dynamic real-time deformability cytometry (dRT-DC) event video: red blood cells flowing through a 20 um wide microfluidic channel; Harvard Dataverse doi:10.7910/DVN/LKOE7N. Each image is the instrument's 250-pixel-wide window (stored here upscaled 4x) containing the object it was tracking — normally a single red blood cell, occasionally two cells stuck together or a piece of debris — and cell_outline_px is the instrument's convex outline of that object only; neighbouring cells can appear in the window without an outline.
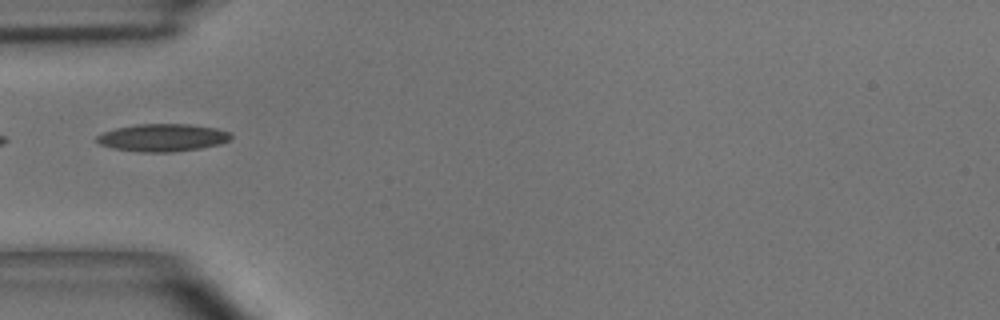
{"species": "common noctule bat (a hibernating species)", "species_latin": "Nyctalus noctula", "temperature_condition": "room temperature", "stored_images_in_passage": 2, "camera_frame_rate_fps": 3000, "um_per_image_px": 0.085, "animal": {"sex": "male", "body_mass_g": 15.6}, "frame": {"image": 1, "passage_image": 1, "time_ms": 0.0, "image_size_px": [1000, 320], "cell_outline_px": [[232, 136], [228, 140], [220, 144], [200, 148], [172, 152], [136, 152], [112, 148], [100, 144], [96, 140], [96, 136], [104, 132], [116, 128], [136, 124], [188, 124], [216, 128], [228, 132]], "centroid_in_image_um": [13.79, 11.7], "position_along_channel_um": 71.2, "area_um2": 21.5}}
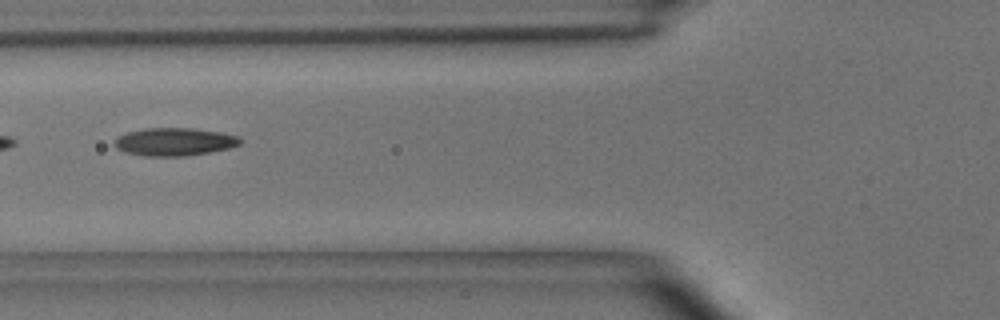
{"frame": {"image": 2, "passage_image": 2, "time_ms": 1.0, "image_size_px": [1000, 320], "cell_outline_px": [[240, 144], [228, 148], [208, 152], [184, 156], [144, 156], [124, 152], [116, 148], [112, 144], [112, 140], [116, 136], [128, 132], [144, 128], [192, 128], [220, 132], [240, 136]], "centroid_in_image_um": [14.75, 12.05], "position_along_channel_um": 111.1, "area_um2": 20.58}}